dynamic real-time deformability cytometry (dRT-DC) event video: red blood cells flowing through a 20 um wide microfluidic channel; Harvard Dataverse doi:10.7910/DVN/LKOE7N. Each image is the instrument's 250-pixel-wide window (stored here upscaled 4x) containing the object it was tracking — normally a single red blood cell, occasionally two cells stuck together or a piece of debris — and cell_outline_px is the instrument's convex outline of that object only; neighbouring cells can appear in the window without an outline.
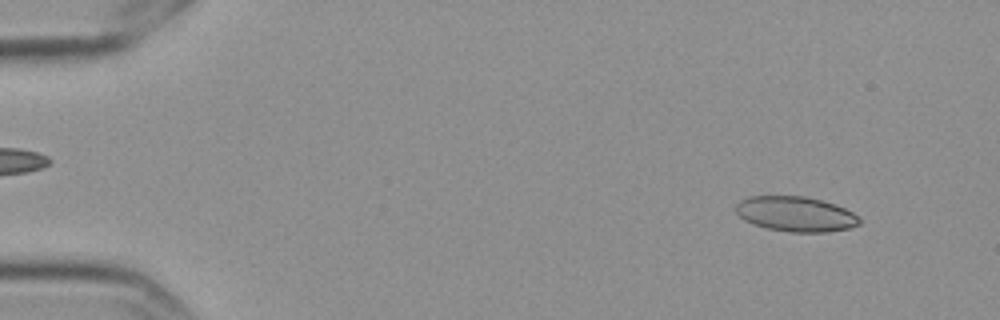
{"species": "Egyptian fruit bat (a non-hibernating species)", "species_latin": "Rousettus aegyptiacus", "temperature_condition": "cold", "stored_images_in_passage": 58, "segment_of_instrument_passage": [1, 2], "camera_frame_rate_fps": 3000, "um_per_image_px": 0.085, "frame": {"image": 1, "passage_image": 5, "time_ms": 1.333, "image_size_px": [1000, 320], "cell_outline_px": [[860, 224], [848, 228], [824, 232], [788, 232], [768, 228], [752, 224], [744, 220], [736, 212], [736, 204], [740, 200], [748, 196], [804, 196], [820, 200], [844, 208], [860, 216]], "centroid_in_image_um": [67.61, 18.19], "position_along_channel_um": 17.4, "area_um2": 25.14}}
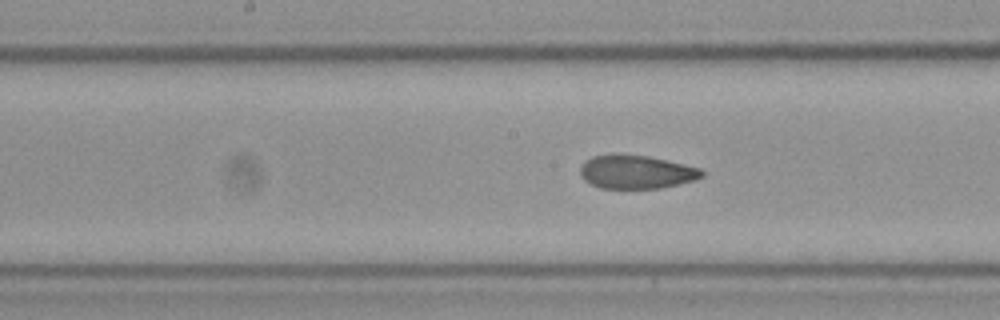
{"frame": {"image": 2, "passage_image": 29, "time_ms": 9.333, "image_size_px": [1000, 320], "cell_outline_px": [[704, 176], [696, 180], [660, 188], [600, 188], [584, 180], [580, 176], [580, 168], [584, 160], [592, 156], [612, 152], [616, 152], [648, 156], [700, 168], [704, 172]], "centroid_in_image_um": [54.03, 14.59], "position_along_channel_um": 194.2, "area_um2": 24.16}}
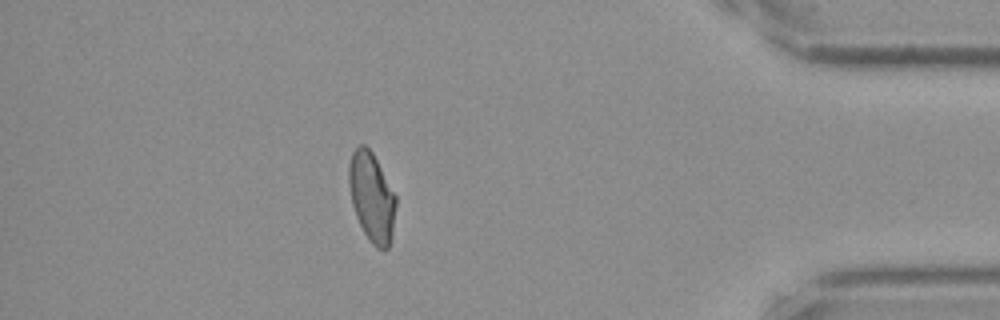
{"frame": {"image": 3, "passage_image": 50, "time_ms": 16.333, "image_size_px": [1000, 320], "cell_outline_px": [[396, 204], [392, 236], [388, 248], [376, 248], [372, 244], [364, 232], [356, 216], [352, 204], [348, 180], [348, 168], [352, 152], [356, 144], [364, 144], [372, 152], [396, 196]], "centroid_in_image_um": [31.58, 16.73], "position_along_channel_um": 403.6, "area_um2": 24.33}}